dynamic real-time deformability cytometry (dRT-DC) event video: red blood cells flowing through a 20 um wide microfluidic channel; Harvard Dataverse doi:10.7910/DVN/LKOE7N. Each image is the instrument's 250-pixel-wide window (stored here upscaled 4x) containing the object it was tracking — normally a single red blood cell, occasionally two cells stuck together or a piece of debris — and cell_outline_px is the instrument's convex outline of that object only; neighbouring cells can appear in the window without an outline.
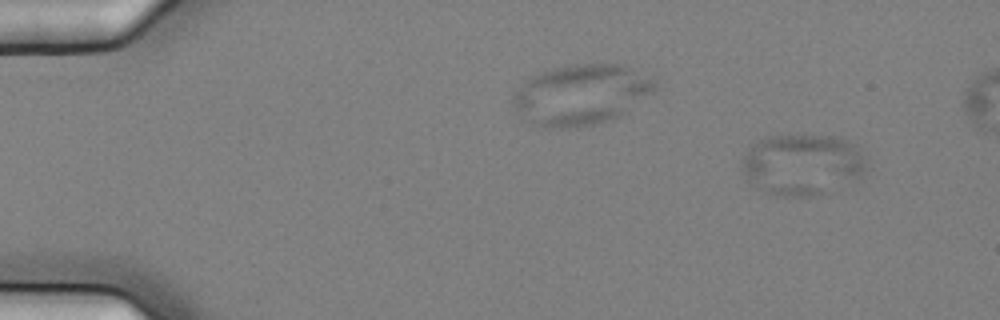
{"species": "common noctule bat (a hibernating species)", "species_latin": "Nyctalus noctula", "temperature_condition": "cold", "stored_images_in_passage": 5, "camera_frame_rate_fps": 3000, "um_per_image_px": 0.085, "animal": {"sex": "female", "body_mass_g": 25.1}, "frame": {"image": 1, "passage_image": 1, "time_ms": 0.0, "image_size_px": [1000, 320], "cell_outline_px": [[868, 168], [856, 180], [824, 192], [812, 196], [776, 196], [748, 180], [740, 164], [740, 160], [748, 144], [768, 136], [836, 136], [860, 144]], "centroid_in_image_um": [68.22, 13.95], "position_along_channel_um": 16.8, "area_um2": 44.74}}
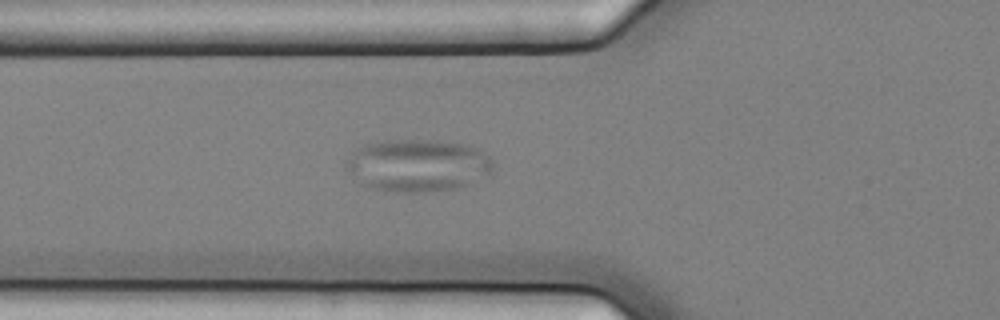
{"frame": {"image": 2, "passage_image": 5, "time_ms": 1.333, "image_size_px": [1000, 320], "cell_outline_px": [[492, 172], [468, 184], [456, 188], [416, 192], [396, 192], [376, 188], [360, 184], [348, 172], [348, 160], [352, 152], [356, 148], [368, 144], [384, 140], [436, 140], [472, 144], [488, 156], [492, 160]], "centroid_in_image_um": [35.52, 14.03], "position_along_channel_um": 90.3, "area_um2": 44.68}}